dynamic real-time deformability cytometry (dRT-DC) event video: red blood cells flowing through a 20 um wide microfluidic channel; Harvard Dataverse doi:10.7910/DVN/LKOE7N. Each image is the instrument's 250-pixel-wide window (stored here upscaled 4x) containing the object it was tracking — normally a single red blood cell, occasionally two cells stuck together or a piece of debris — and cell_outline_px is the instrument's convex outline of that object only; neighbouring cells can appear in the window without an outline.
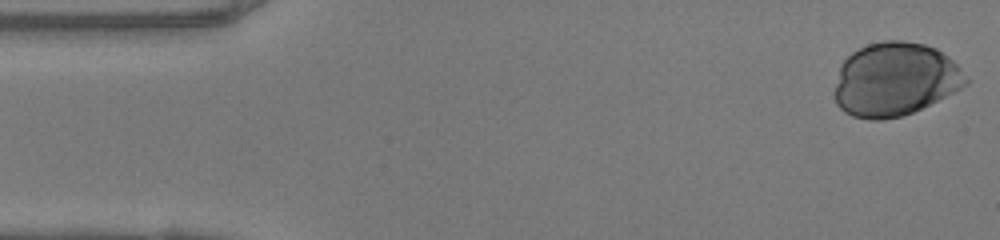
{"species": "human", "species_latin": "Homo sapiens", "temperature_condition": "warm", "stored_images_in_passage": 48, "camera_frame_rate_fps": 3000, "um_per_image_px": 0.085, "donor": {"sex": "female"}, "frame": {"image": 1, "passage_image": 1, "time_ms": 0.0, "image_size_px": [1000, 240], "cell_outline_px": [[968, 84], [912, 112], [900, 116], [884, 120], [868, 120], [852, 116], [844, 112], [836, 104], [836, 84], [840, 64], [852, 52], [868, 44], [884, 40], [904, 40], [924, 44], [936, 48], [948, 56], [960, 68], [968, 80]], "centroid_in_image_um": [76.05, 6.74], "position_along_channel_um": 8.9, "area_um2": 55.95}}
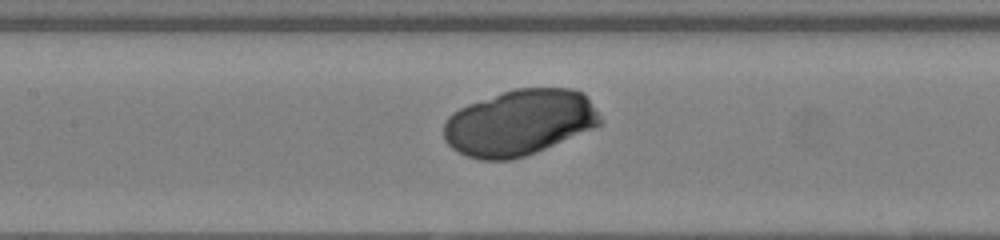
{"frame": {"image": 2, "passage_image": 21, "time_ms": 6.667, "image_size_px": [1000, 240], "cell_outline_px": [[604, 120], [600, 124], [592, 128], [536, 152], [512, 160], [480, 160], [468, 156], [452, 148], [444, 140], [444, 120], [452, 112], [468, 104], [512, 88], [572, 88], [584, 92]], "centroid_in_image_um": [44.14, 10.4], "position_along_channel_um": 163.3, "area_um2": 60.11}}
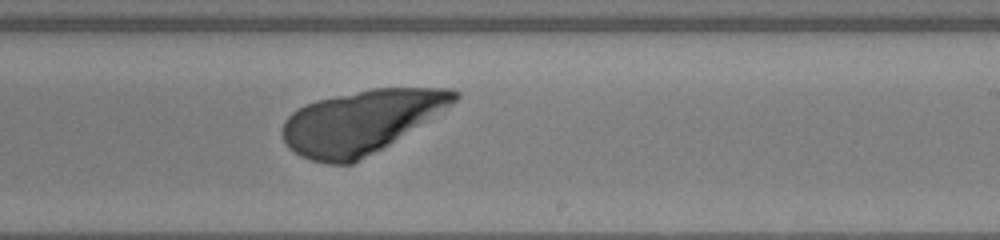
{"frame": {"image": 3, "passage_image": 28, "time_ms": 9.0, "image_size_px": [1000, 240], "cell_outline_px": [[460, 96], [452, 104], [388, 144], [352, 164], [328, 164], [312, 160], [300, 156], [288, 148], [280, 132], [284, 120], [296, 108], [304, 104], [316, 100], [368, 88], [452, 88], [460, 92]], "centroid_in_image_um": [30.62, 10.34], "position_along_channel_um": 258.4, "area_um2": 62.89}}